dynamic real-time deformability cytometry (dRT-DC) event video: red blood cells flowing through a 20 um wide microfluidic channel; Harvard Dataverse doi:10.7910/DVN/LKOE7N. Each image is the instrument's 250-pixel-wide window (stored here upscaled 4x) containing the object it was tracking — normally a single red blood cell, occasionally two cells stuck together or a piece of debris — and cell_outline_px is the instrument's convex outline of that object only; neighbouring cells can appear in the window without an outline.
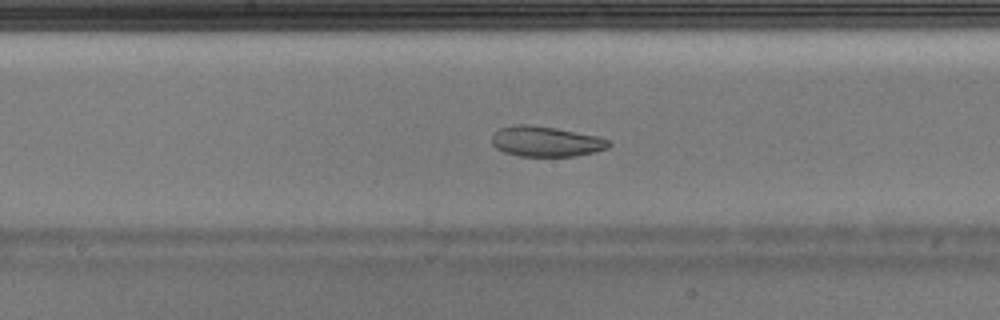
{"species": "Egyptian fruit bat (a non-hibernating species)", "species_latin": "Rousettus aegyptiacus", "temperature_condition": "warm", "stored_images_in_passage": 42, "segment_of_instrument_passage": [1, 2], "camera_frame_rate_fps": 3000, "um_per_image_px": 0.085, "animal": {"sex": "male"}, "frame": {"image": 1, "passage_image": 21, "time_ms": 6.667, "image_size_px": [1000, 320], "cell_outline_px": [[612, 144], [608, 148], [576, 156], [520, 156], [504, 152], [496, 148], [492, 144], [492, 136], [500, 128], [516, 124], [528, 124], [556, 128], [596, 136], [608, 140]], "centroid_in_image_um": [46.38, 12.02], "position_along_channel_um": 201.8, "area_um2": 20.52}}
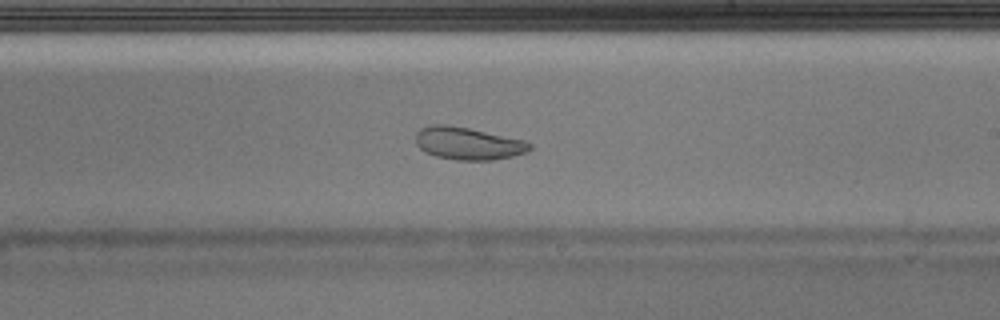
{"frame": {"image": 2, "passage_image": 24, "time_ms": 7.667, "image_size_px": [1000, 320], "cell_outline_px": [[532, 148], [528, 152], [512, 156], [492, 160], [456, 160], [436, 156], [424, 152], [416, 144], [416, 132], [420, 128], [436, 124], [448, 124], [468, 128], [524, 140], [532, 144]], "centroid_in_image_um": [39.77, 12.19], "position_along_channel_um": 249.2, "area_um2": 21.62}}
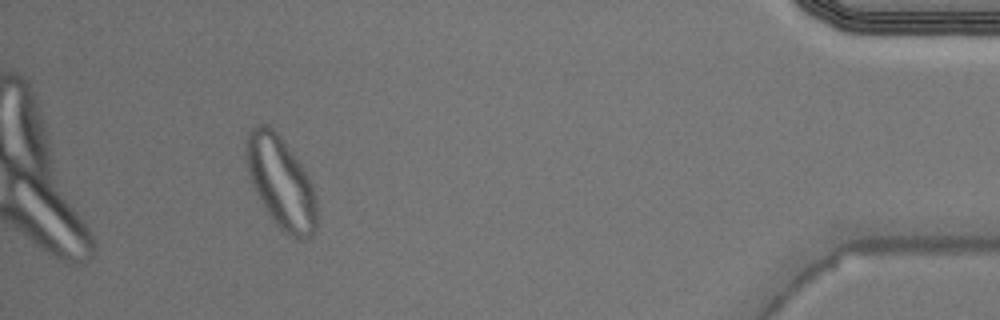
{"frame": {"image": 3, "passage_image": 38, "time_ms": 12.333, "image_size_px": [1000, 320], "cell_outline_px": [[316, 228], [312, 236], [304, 240], [300, 240], [284, 232], [276, 224], [268, 212], [252, 184], [248, 172], [244, 156], [244, 144], [248, 132], [256, 124], [268, 124], [276, 132], [300, 164], [308, 176], [312, 184], [316, 196]], "centroid_in_image_um": [23.86, 15.5], "position_along_channel_um": 411.3, "area_um2": 37.51}}